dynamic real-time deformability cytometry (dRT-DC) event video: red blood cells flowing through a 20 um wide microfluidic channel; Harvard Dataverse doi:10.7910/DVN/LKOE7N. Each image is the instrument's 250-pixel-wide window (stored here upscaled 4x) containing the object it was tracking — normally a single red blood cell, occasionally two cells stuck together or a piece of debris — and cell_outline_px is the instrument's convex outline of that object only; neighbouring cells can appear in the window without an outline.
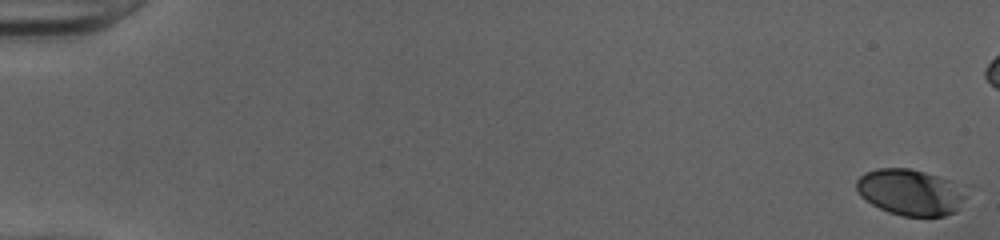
{"species": "human", "species_latin": "Homo sapiens", "temperature_condition": "cold", "stored_images_in_passage": 47, "camera_frame_rate_fps": 3000, "um_per_image_px": 0.085, "donor": {"sex": "female"}, "frame": {"image": 1, "passage_image": 1, "time_ms": 0.0, "image_size_px": [1000, 240], "cell_outline_px": [[964, 196], [956, 212], [944, 216], [904, 216], [888, 212], [872, 204], [860, 196], [856, 188], [856, 180], [864, 172], [876, 168], [908, 168], [924, 172], [948, 180]], "centroid_in_image_um": [77.26, 16.34], "position_along_channel_um": 7.7, "area_um2": 28.78}}
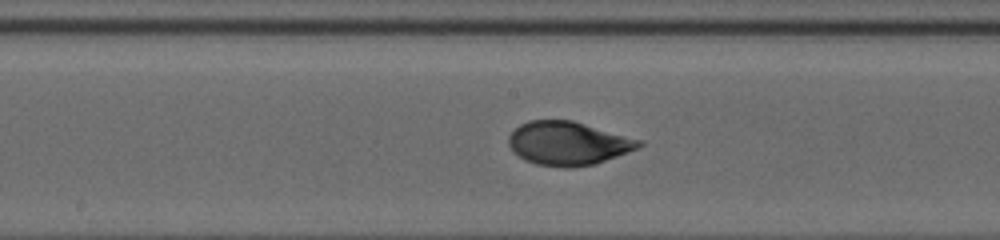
{"frame": {"image": 2, "passage_image": 29, "time_ms": 9.333, "image_size_px": [1000, 240], "cell_outline_px": [[644, 144], [640, 148], [592, 164], [568, 168], [564, 168], [536, 164], [524, 160], [508, 144], [508, 136], [520, 124], [528, 120], [572, 120], [644, 140]], "centroid_in_image_um": [48.31, 12.17], "position_along_channel_um": 199.9, "area_um2": 33.06}}
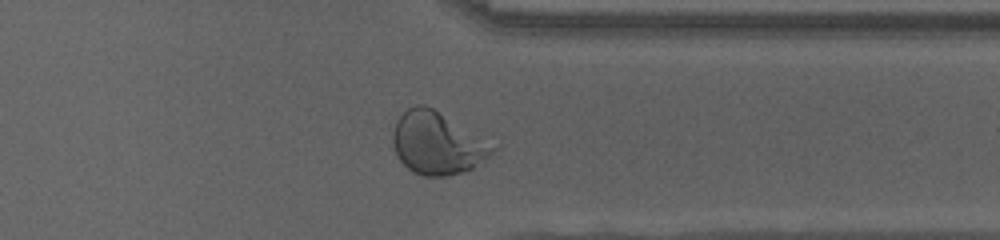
{"frame": {"image": 3, "passage_image": 42, "time_ms": 13.667, "image_size_px": [1000, 240], "cell_outline_px": [[500, 148], [484, 160], [472, 168], [448, 176], [424, 176], [412, 172], [400, 160], [392, 144], [392, 132], [396, 120], [408, 108], [416, 104], [424, 104], [432, 108], [500, 144]], "centroid_in_image_um": [37.24, 12.16], "position_along_channel_um": 374.2, "area_um2": 36.93}}